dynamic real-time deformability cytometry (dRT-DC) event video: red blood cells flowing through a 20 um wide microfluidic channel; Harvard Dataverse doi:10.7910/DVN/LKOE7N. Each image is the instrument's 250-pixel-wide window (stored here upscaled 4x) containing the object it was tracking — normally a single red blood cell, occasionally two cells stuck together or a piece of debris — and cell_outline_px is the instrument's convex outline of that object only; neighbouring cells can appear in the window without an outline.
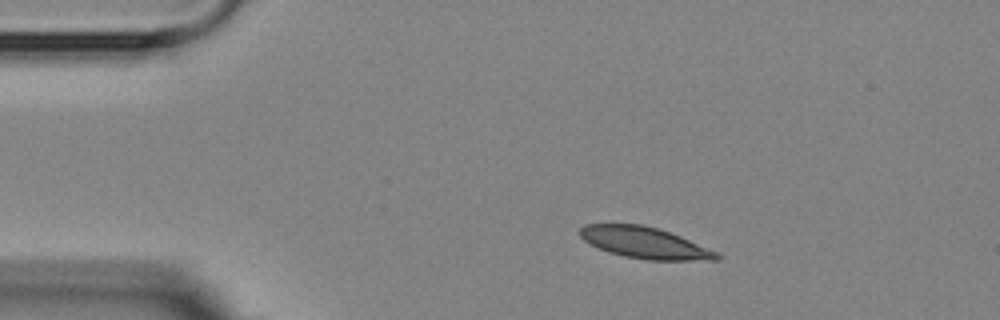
{"species": "Egyptian fruit bat (a non-hibernating species)", "species_latin": "Rousettus aegyptiacus", "temperature_condition": "room temperature", "stored_images_in_passage": 3, "camera_frame_rate_fps": 3000, "um_per_image_px": 0.085, "animal": {"sex": "female"}, "frame": {"image": 1, "passage_image": 2, "time_ms": 1.333, "image_size_px": [1000, 320], "cell_outline_px": [[724, 256], [720, 260], [648, 260], [624, 256], [608, 252], [584, 240], [580, 236], [580, 228], [584, 224], [640, 224], [656, 228], [680, 236], [716, 252]], "centroid_in_image_um": [54.81, 20.64], "position_along_channel_um": 30.2, "area_um2": 24.68}}